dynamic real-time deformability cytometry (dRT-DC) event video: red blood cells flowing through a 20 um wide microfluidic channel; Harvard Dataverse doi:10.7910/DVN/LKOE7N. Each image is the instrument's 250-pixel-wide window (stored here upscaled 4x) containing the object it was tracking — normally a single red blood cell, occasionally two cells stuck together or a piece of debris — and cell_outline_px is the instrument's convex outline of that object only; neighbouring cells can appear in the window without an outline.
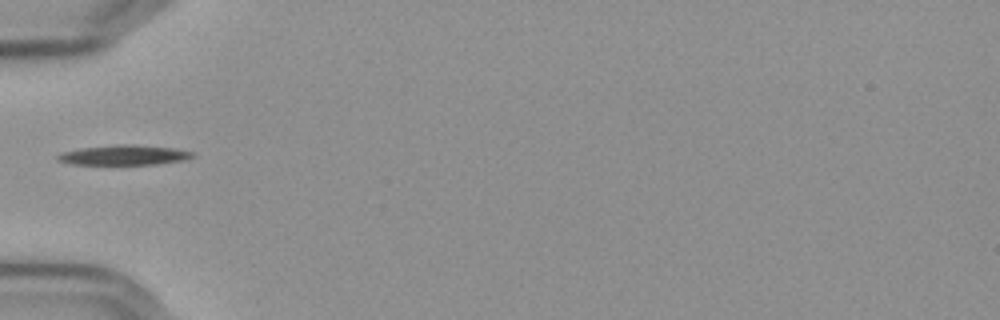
{"species": "Egyptian fruit bat (a non-hibernating species)", "species_latin": "Rousettus aegyptiacus", "temperature_condition": "cold", "stored_images_in_passage": 38, "camera_frame_rate_fps": 3000, "um_per_image_px": 0.085, "frame": {"image": 1, "passage_image": 1, "time_ms": 0.0, "image_size_px": [1000, 320], "cell_outline_px": [[196, 156], [180, 160], [156, 164], [72, 164], [56, 160], [56, 156], [64, 152], [80, 148], [116, 144], [136, 144], [176, 148], [196, 152]], "centroid_in_image_um": [10.58, 13.16], "position_along_channel_um": 74.4, "area_um2": 15.72}}
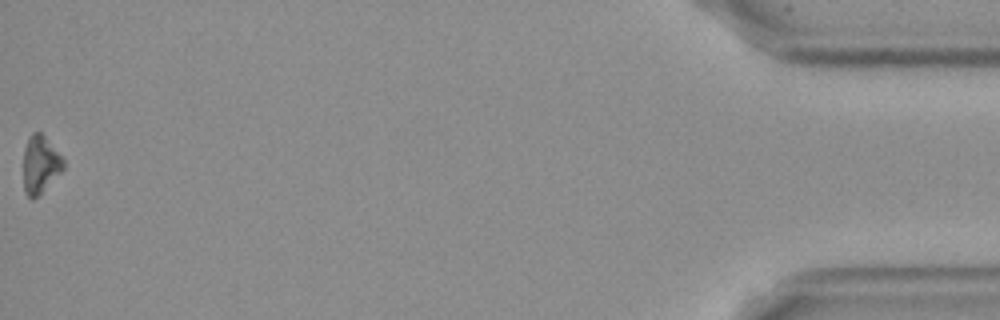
{"frame": {"image": 2, "passage_image": 38, "time_ms": 12.333, "image_size_px": [1000, 320], "cell_outline_px": [[64, 168], [32, 200], [24, 192], [24, 148], [32, 132], [40, 132], [44, 136], [64, 160]], "centroid_in_image_um": [3.4, 13.97], "position_along_channel_um": 431.8, "area_um2": 12.89}, "authors_computed_cell_mechanics": {"area_um2": 14.6523, "velocity_mm_per_s": 3.6256, "shape_relaxation_time_tau1_ms": 3.4789, "shape_relaxation_time_tau2_ms": null, "deformation_change_tau1": 0.1132, "deformation_change_tau2": null}}